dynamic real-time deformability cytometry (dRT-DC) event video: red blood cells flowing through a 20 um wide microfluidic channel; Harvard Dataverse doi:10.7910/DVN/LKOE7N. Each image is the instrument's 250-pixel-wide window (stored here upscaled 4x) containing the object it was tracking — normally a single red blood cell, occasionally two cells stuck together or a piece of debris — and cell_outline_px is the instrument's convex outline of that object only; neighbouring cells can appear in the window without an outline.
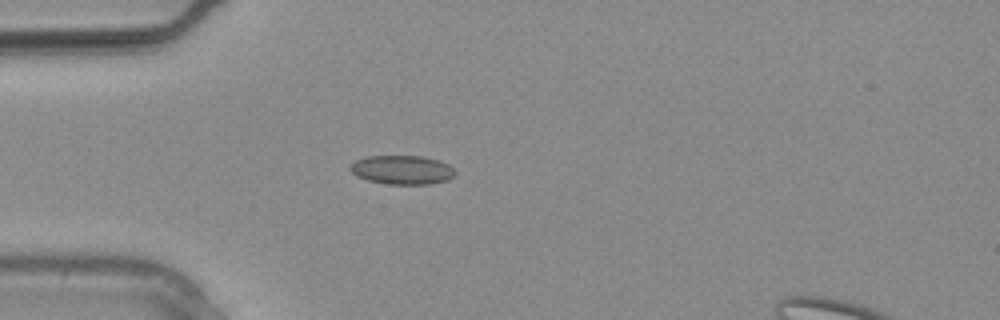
{"species": "common noctule bat (a hibernating species)", "species_latin": "Nyctalus noctula", "temperature_condition": "warm", "stored_images_in_passage": 4, "camera_frame_rate_fps": 3000, "um_per_image_px": 0.085, "animal": {"sex": "male", "body_mass_g": 20.4}, "frame": {"image": 1, "passage_image": 2, "time_ms": 0.333, "image_size_px": [1000, 320], "cell_outline_px": [[456, 172], [448, 180], [432, 184], [388, 184], [368, 180], [356, 176], [348, 168], [356, 160], [364, 156], [420, 156], [436, 160], [448, 164]], "centroid_in_image_um": [34.15, 14.44], "position_along_channel_um": 50.8, "area_um2": 17.63}}